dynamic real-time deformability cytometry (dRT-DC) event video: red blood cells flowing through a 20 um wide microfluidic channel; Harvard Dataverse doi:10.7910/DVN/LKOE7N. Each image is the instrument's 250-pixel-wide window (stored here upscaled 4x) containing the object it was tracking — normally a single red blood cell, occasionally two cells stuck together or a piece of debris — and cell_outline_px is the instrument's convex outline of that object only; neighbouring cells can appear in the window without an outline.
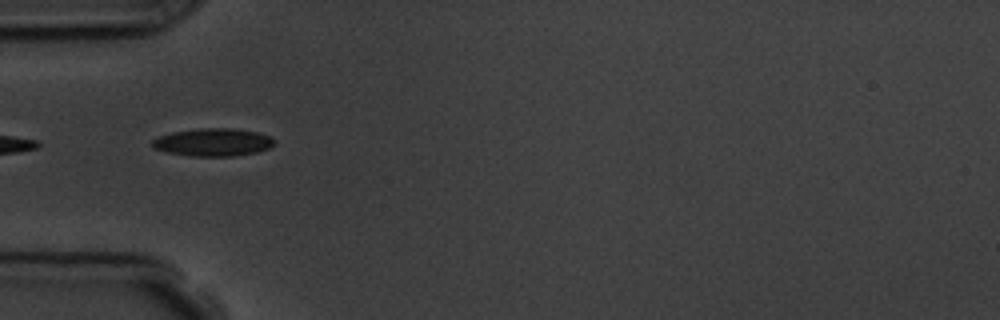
{"species": "common noctule bat (a hibernating species)", "species_latin": "Nyctalus noctula", "temperature_condition": "room temperature", "stored_images_in_passage": 17, "camera_frame_rate_fps": 3000, "um_per_image_px": 0.085, "animal": {"sex": "male", "body_mass_g": 19.5, "forearm_length_mm": 54.6}, "frame": {"image": 1, "passage_image": 7, "time_ms": 7.667, "image_size_px": [1000, 320], "cell_outline_px": [[276, 144], [272, 148], [256, 152], [232, 156], [192, 156], [168, 152], [156, 148], [152, 144], [152, 140], [160, 136], [172, 132], [200, 128], [232, 128], [256, 132], [272, 136], [276, 140]], "centroid_in_image_um": [18.2, 12.08], "position_along_channel_um": 66.8, "area_um2": 19.77}}
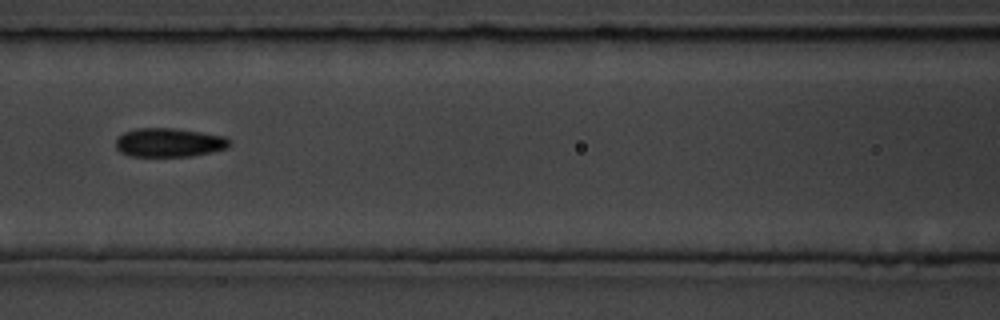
{"frame": {"image": 2, "passage_image": 9, "time_ms": 10.0, "image_size_px": [1000, 320], "cell_outline_px": [[232, 144], [228, 148], [212, 152], [192, 156], [128, 156], [120, 152], [116, 148], [116, 136], [124, 132], [136, 128], [172, 128], [200, 132], [224, 136], [232, 140]], "centroid_in_image_um": [14.38, 12.12], "position_along_channel_um": 152.2, "area_um2": 19.36}}
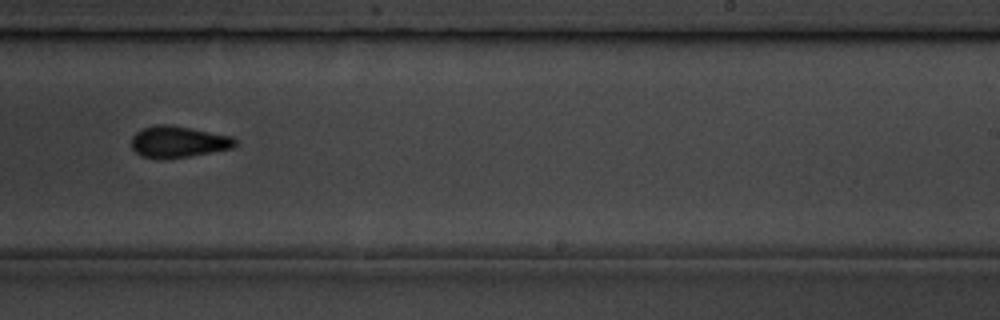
{"frame": {"image": 3, "passage_image": 12, "time_ms": 13.333, "image_size_px": [1000, 320], "cell_outline_px": [[236, 144], [232, 148], [188, 156], [160, 160], [140, 156], [132, 148], [132, 136], [140, 128], [156, 124], [168, 124], [232, 136], [236, 140]], "centroid_in_image_um": [15.09, 12.05], "position_along_channel_um": 273.9, "area_um2": 19.07}, "authors_computed_cell_mechanics": {"area_um2": 16.184, "velocity_mm_per_s": 3.6699, "shape_relaxation_time_tau1_ms": 3.0085, "shape_relaxation_time_tau2_ms": 3.0217, "deformation_change_tau1": 0.1264, "deformation_change_tau2": 0.0903}}